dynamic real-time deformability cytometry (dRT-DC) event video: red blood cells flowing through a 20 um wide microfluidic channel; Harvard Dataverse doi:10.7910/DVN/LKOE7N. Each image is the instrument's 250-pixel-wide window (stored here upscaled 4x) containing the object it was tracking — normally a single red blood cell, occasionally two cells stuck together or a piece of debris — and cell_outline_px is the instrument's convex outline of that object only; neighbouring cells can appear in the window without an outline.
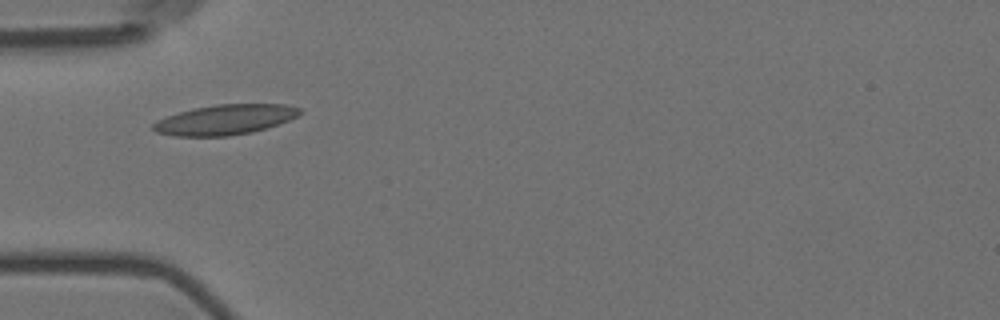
{"species": "Egyptian fruit bat (a non-hibernating species)", "species_latin": "Rousettus aegyptiacus", "temperature_condition": "room temperature", "stored_images_in_passage": 6, "camera_frame_rate_fps": 3000, "um_per_image_px": 0.085, "animal": {"sex": "female"}, "frame": {"image": 1, "passage_image": 1, "time_ms": 0.0, "image_size_px": [1000, 320], "cell_outline_px": [[300, 112], [296, 116], [288, 120], [252, 132], [228, 136], [172, 136], [156, 132], [152, 128], [152, 124], [156, 120], [192, 108], [216, 104], [288, 104], [300, 108]], "centroid_in_image_um": [19.08, 10.17], "position_along_channel_um": 65.9, "area_um2": 25.55}}
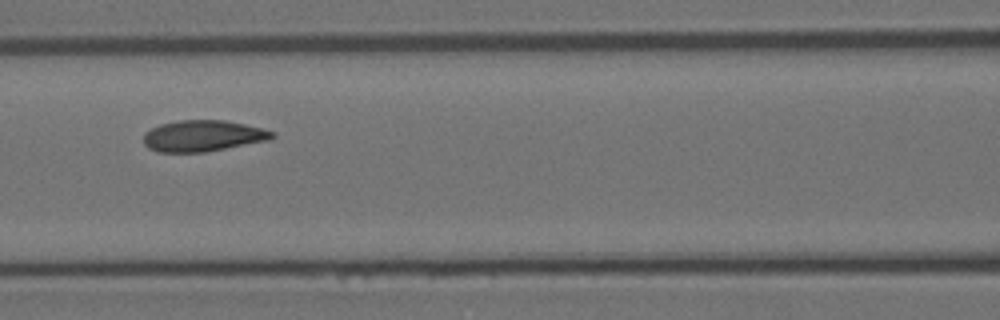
{"frame": {"image": 2, "passage_image": 3, "time_ms": 0.667, "image_size_px": [1000, 320], "cell_outline_px": [[276, 136], [268, 140], [204, 152], [156, 152], [148, 148], [144, 144], [144, 132], [160, 124], [180, 120], [224, 120], [264, 128], [276, 132]], "centroid_in_image_um": [17.25, 11.54], "position_along_channel_um": 149.4, "area_um2": 23.41}}
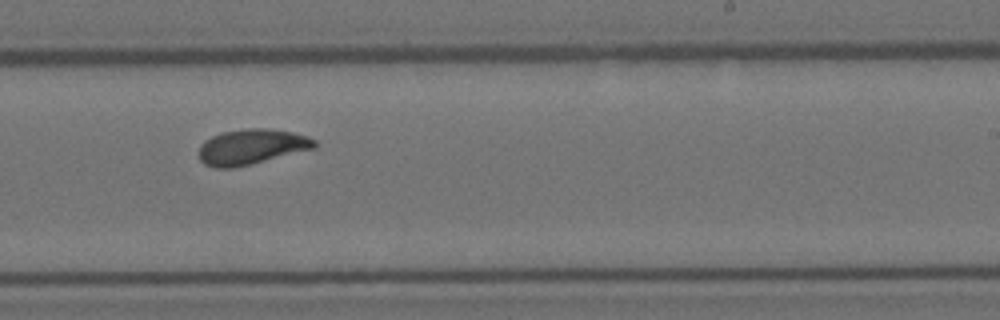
{"frame": {"image": 3, "passage_image": 6, "time_ms": 1.667, "image_size_px": [1000, 320], "cell_outline_px": [[320, 144], [316, 148], [232, 168], [216, 168], [204, 164], [200, 160], [200, 144], [204, 140], [220, 132], [248, 128], [268, 128], [292, 132], [308, 136], [316, 140]], "centroid_in_image_um": [21.4, 12.46], "position_along_channel_um": 267.6, "area_um2": 23.87}}